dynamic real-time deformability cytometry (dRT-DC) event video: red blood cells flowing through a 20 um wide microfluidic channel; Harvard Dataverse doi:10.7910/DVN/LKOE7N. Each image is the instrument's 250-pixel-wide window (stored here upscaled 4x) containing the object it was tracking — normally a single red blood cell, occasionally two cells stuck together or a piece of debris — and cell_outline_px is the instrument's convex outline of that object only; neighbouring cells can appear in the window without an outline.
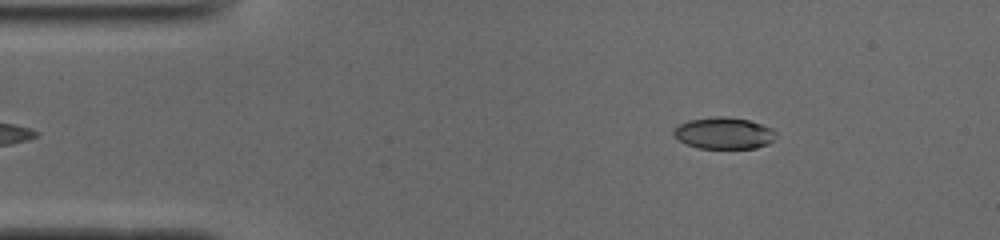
{"species": "common noctule bat (a hibernating species)", "species_latin": "Nyctalus noctula", "temperature_condition": "cold", "stored_images_in_passage": 45, "camera_frame_rate_fps": 3000, "um_per_image_px": 0.085, "animal": {"sex": "male", "body_mass_g": 19.0, "forearm_length_mm": 50.8}, "frame": {"image": 1, "passage_image": 2, "time_ms": 0.333, "image_size_px": [1000, 240], "cell_outline_px": [[776, 140], [768, 144], [756, 148], [700, 148], [688, 144], [680, 140], [672, 132], [680, 124], [688, 120], [712, 116], [724, 116], [748, 120], [772, 128], [776, 132]], "centroid_in_image_um": [61.58, 11.31], "position_along_channel_um": 23.4, "area_um2": 18.79}}
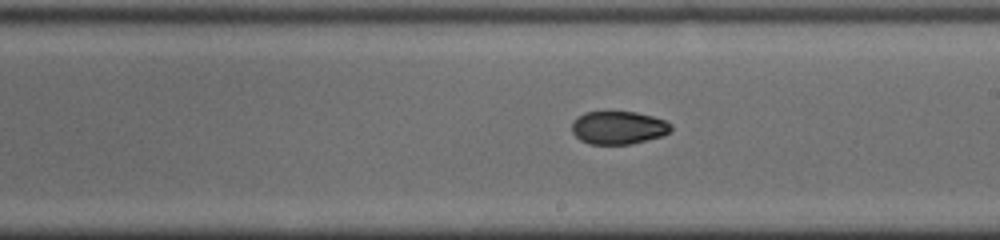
{"frame": {"image": 2, "passage_image": 23, "time_ms": 7.333, "image_size_px": [1000, 240], "cell_outline_px": [[672, 128], [668, 132], [660, 136], [628, 144], [592, 144], [580, 140], [572, 132], [572, 124], [584, 112], [636, 112], [652, 116], [664, 120], [672, 124]], "centroid_in_image_um": [52.56, 10.85], "position_along_channel_um": 236.4, "area_um2": 18.73}}
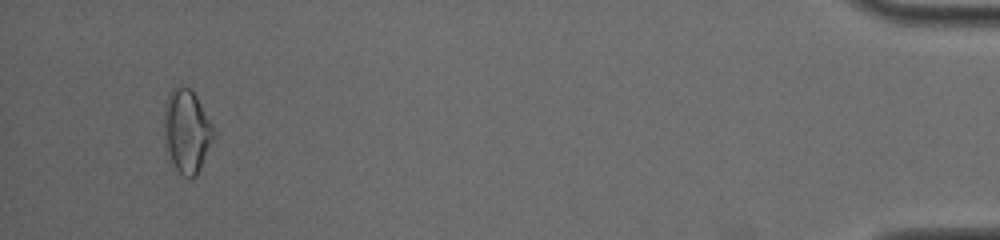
{"frame": {"image": 3, "passage_image": 43, "time_ms": 14.0, "image_size_px": [1000, 240], "cell_outline_px": [[212, 136], [196, 176], [184, 176], [176, 168], [168, 152], [164, 136], [164, 104], [172, 88], [180, 84], [188, 88], [196, 96], [212, 124]], "centroid_in_image_um": [15.82, 11.07], "position_along_channel_um": 419.4, "area_um2": 23.12}, "authors_computed_cell_mechanics": {"area_um2": 19.7098, "velocity_mm_per_s": 3.9395, "shape_relaxation_time_tau1_ms": 8.7385, "shape_relaxation_time_tau2_ms": 3.0134, "deformation_change_tau1": 0.2211, "deformation_change_tau2": 0.0578}}